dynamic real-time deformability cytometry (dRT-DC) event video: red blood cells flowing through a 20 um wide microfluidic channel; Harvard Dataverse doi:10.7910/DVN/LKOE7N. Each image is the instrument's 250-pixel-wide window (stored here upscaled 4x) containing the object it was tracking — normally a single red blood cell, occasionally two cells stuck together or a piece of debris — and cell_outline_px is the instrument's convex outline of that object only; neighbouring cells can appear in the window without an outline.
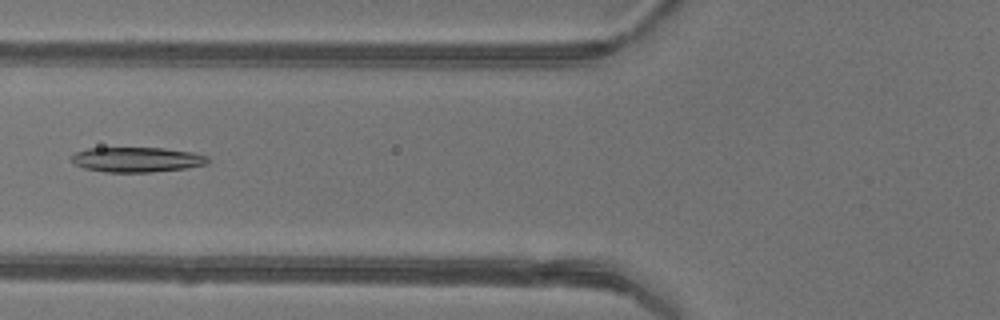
{"species": "common noctule bat (a hibernating species)", "species_latin": "Nyctalus noctula", "temperature_condition": "warm", "stored_images_in_passage": 32, "camera_frame_rate_fps": 3000, "um_per_image_px": 0.085, "animal": {"sex": "female"}, "frame": {"image": 1, "passage_image": 4, "time_ms": 1.0, "image_size_px": [1000, 320], "cell_outline_px": [[208, 164], [188, 168], [152, 172], [104, 172], [84, 168], [76, 164], [72, 160], [72, 156], [76, 152], [88, 148], [164, 148], [192, 152], [208, 156]], "centroid_in_image_um": [11.67, 13.57], "position_along_channel_um": 114.1, "area_um2": 19.83}}
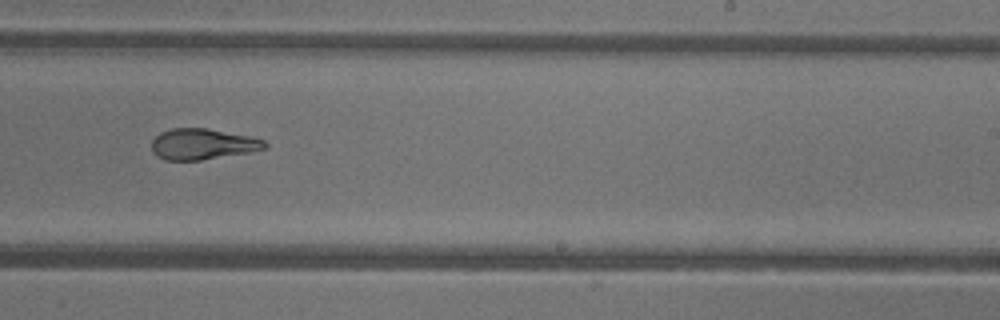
{"frame": {"image": 2, "passage_image": 15, "time_ms": 4.667, "image_size_px": [1000, 320], "cell_outline_px": [[268, 148], [248, 152], [200, 160], [164, 160], [156, 156], [152, 152], [152, 140], [160, 132], [172, 128], [208, 128], [248, 136], [264, 140], [268, 144]], "centroid_in_image_um": [17.19, 12.25], "position_along_channel_um": 271.8, "area_um2": 20.35}}
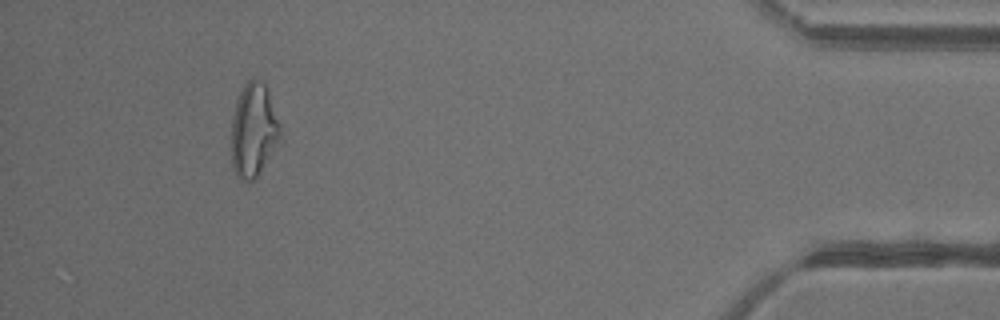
{"frame": {"image": 3, "passage_image": 29, "time_ms": 9.333, "image_size_px": [1000, 320], "cell_outline_px": [[284, 140], [260, 172], [252, 180], [240, 180], [236, 176], [232, 168], [232, 116], [236, 100], [244, 84], [252, 76], [264, 84], [268, 92], [280, 124]], "centroid_in_image_um": [21.59, 11.09], "position_along_channel_um": 413.6, "area_um2": 27.22}, "authors_computed_cell_mechanics": {"area_um2": 21.1259, "velocity_mm_per_s": 4.3603, "shape_relaxation_time_tau1_ms": null, "shape_relaxation_time_tau2_ms": 4.9399, "deformation_change_tau1": null, "deformation_change_tau2": 0.1254}}